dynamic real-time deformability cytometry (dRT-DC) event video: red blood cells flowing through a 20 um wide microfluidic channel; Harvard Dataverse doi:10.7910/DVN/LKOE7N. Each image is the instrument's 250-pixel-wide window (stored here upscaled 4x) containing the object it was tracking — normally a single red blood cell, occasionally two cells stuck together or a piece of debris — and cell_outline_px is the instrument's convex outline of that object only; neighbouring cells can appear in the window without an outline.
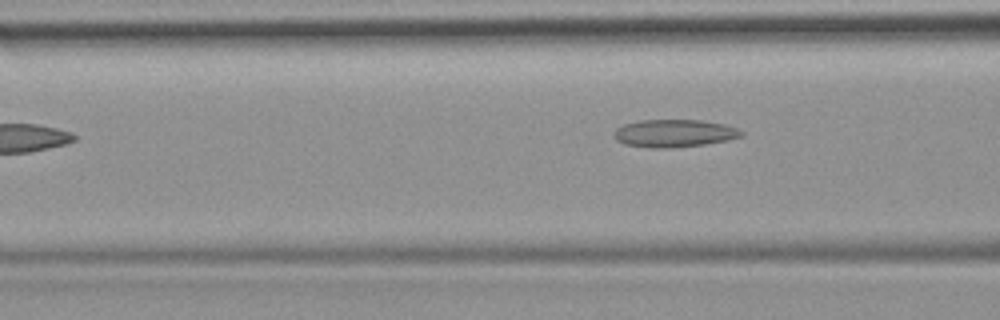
{"species": "common noctule bat (a hibernating species)", "species_latin": "Nyctalus noctula", "temperature_condition": "room temperature", "stored_images_in_passage": 4, "camera_frame_rate_fps": 3000, "um_per_image_px": 0.085, "animal": {"sex": "female", "body_mass_g": 19.9}, "frame": {"image": 1, "passage_image": 4, "time_ms": 4.333, "image_size_px": [1000, 320], "cell_outline_px": [[744, 136], [728, 140], [704, 144], [672, 148], [648, 148], [624, 144], [616, 140], [616, 128], [624, 124], [640, 120], [700, 120], [724, 124], [736, 128], [744, 132]], "centroid_in_image_um": [57.33, 11.33], "position_along_channel_um": 109.3, "area_um2": 20.52}}